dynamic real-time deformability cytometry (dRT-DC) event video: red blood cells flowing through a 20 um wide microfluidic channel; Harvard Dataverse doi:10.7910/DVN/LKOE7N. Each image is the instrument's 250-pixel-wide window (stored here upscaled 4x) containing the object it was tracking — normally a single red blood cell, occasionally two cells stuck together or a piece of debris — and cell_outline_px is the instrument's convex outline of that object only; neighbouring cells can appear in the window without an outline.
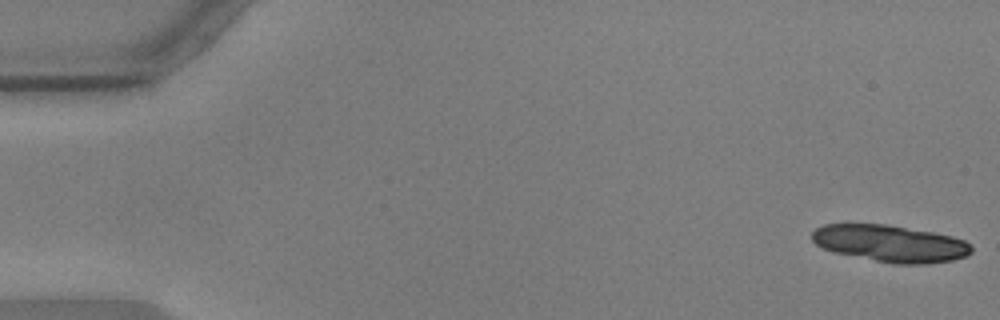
{"species": "common noctule bat (a hibernating species)", "species_latin": "Nyctalus noctula", "temperature_condition": "warm", "stored_images_in_passage": 16, "camera_frame_rate_fps": 3000, "um_per_image_px": 0.085, "animal": {"sex": "male", "body_mass_g": 17.9, "forearm_length_mm": 54.2}, "frame": {"image": 1, "passage_image": 1, "time_ms": 0.0, "image_size_px": [1000, 320], "cell_outline_px": [[972, 252], [968, 256], [952, 260], [928, 264], [892, 264], [832, 252], [816, 244], [812, 240], [812, 232], [816, 228], [824, 224], [844, 220], [888, 224], [932, 232], [952, 236], [964, 240], [972, 248]], "centroid_in_image_um": [75.59, 20.65], "position_along_channel_um": 9.4, "area_um2": 35.37}}